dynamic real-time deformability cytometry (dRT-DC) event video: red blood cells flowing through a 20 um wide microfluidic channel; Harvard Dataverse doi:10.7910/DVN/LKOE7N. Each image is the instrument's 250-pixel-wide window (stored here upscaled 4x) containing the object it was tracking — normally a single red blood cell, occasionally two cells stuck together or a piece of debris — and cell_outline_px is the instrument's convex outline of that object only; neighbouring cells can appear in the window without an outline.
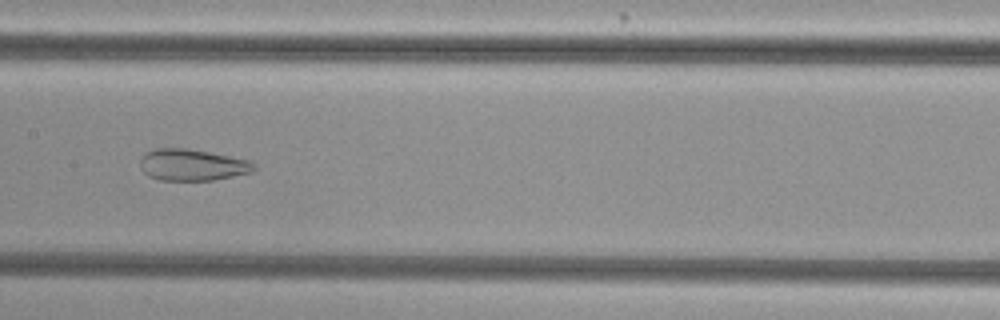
{"species": "common noctule bat (a hibernating species)", "species_latin": "Nyctalus noctula", "temperature_condition": "cold", "stored_images_in_passage": 38, "camera_frame_rate_fps": 3000, "um_per_image_px": 0.085, "animal": {"sex": "female", "body_mass_g": 29.2, "forearm_length_mm": 56.3}, "frame": {"image": 1, "passage_image": 12, "time_ms": 3.667, "image_size_px": [1000, 320], "cell_outline_px": [[256, 168], [252, 172], [212, 180], [160, 180], [148, 176], [140, 168], [140, 160], [148, 152], [156, 148], [188, 148], [252, 160], [256, 164]], "centroid_in_image_um": [16.37, 14.01], "position_along_channel_um": 191.0, "area_um2": 20.98}}
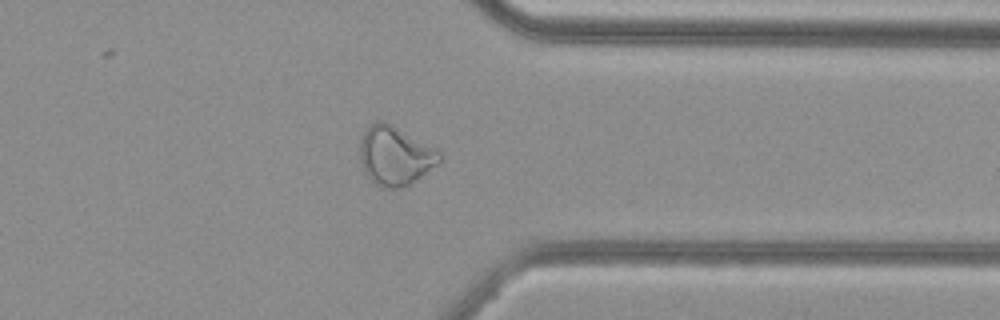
{"frame": {"image": 2, "passage_image": 27, "time_ms": 8.667, "image_size_px": [1000, 320], "cell_outline_px": [[444, 156], [436, 164], [420, 176], [408, 184], [400, 188], [384, 188], [376, 184], [364, 172], [360, 160], [360, 140], [368, 124], [376, 120], [384, 120], [440, 148]], "centroid_in_image_um": [33.6, 13.18], "position_along_channel_um": 377.8, "area_um2": 27.74}}
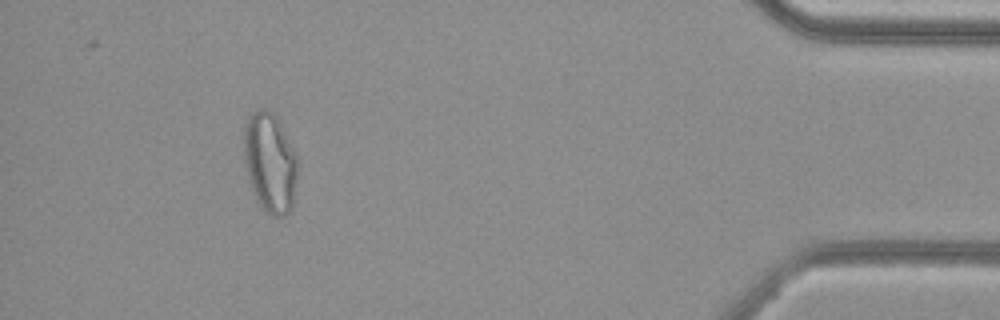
{"frame": {"image": 3, "passage_image": 34, "time_ms": 11.0, "image_size_px": [1000, 320], "cell_outline_px": [[296, 180], [292, 208], [284, 216], [272, 216], [256, 200], [252, 192], [244, 164], [244, 124], [252, 112], [260, 108], [264, 108], [272, 112], [280, 120], [296, 152]], "centroid_in_image_um": [22.94, 13.78], "position_along_channel_um": 412.3, "area_um2": 31.5}, "authors_computed_cell_mechanics": {"area_um2": 25.2297, "velocity_mm_per_s": 3.8149, "shape_relaxation_time_tau1_ms": null, "shape_relaxation_time_tau2_ms": 2.0802, "deformation_change_tau1": null, "deformation_change_tau2": 0.098}}